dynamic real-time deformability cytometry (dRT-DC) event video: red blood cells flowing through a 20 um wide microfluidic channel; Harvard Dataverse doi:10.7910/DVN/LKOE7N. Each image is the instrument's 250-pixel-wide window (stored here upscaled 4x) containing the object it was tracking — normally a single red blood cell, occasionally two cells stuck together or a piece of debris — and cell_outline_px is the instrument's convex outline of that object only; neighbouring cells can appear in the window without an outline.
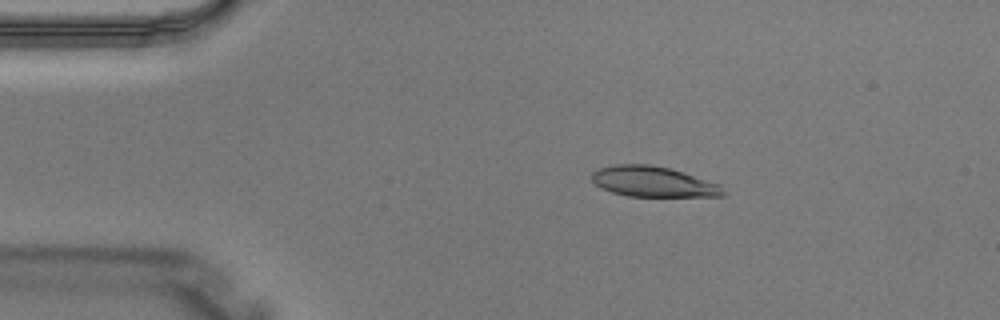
{"species": "Egyptian fruit bat (a non-hibernating species)", "species_latin": "Rousettus aegyptiacus", "temperature_condition": "warm", "stored_images_in_passage": 3, "camera_frame_rate_fps": 3000, "um_per_image_px": 0.085, "animal": {"sex": "male"}, "frame": {"image": 1, "passage_image": 1, "time_ms": 0.0, "image_size_px": [1000, 320], "cell_outline_px": [[724, 196], [628, 196], [612, 192], [600, 188], [592, 180], [592, 172], [600, 168], [612, 164], [648, 164], [672, 168], [720, 184], [724, 192]], "centroid_in_image_um": [55.51, 15.43], "position_along_channel_um": 29.5, "area_um2": 23.35}}